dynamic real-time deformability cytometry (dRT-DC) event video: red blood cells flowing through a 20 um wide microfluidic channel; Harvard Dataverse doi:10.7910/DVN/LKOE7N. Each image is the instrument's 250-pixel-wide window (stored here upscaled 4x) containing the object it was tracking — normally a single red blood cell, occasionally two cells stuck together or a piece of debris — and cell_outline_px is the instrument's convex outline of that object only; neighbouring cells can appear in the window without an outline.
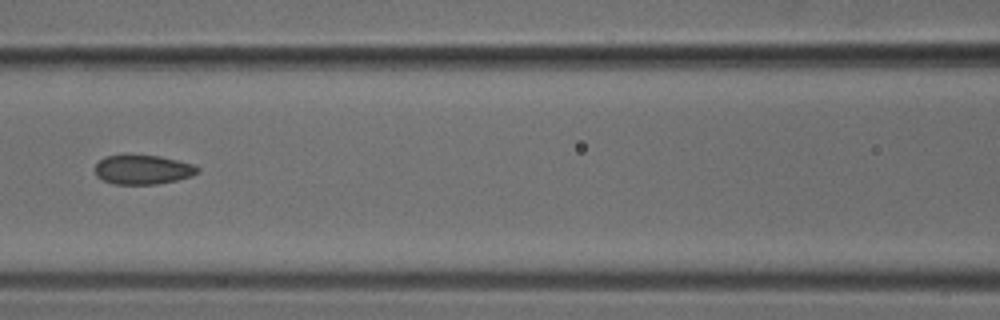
{"species": "common noctule bat (a hibernating species)", "species_latin": "Nyctalus noctula", "temperature_condition": "cold", "stored_images_in_passage": 4, "camera_frame_rate_fps": 3000, "um_per_image_px": 0.085, "animal": {"sex": "male", "body_mass_g": 18.8}, "frame": {"image": 1, "passage_image": 4, "time_ms": 1.0, "image_size_px": [1000, 320], "cell_outline_px": [[200, 172], [192, 176], [176, 180], [156, 184], [116, 184], [104, 180], [96, 176], [96, 164], [100, 160], [108, 156], [160, 156], [192, 164], [200, 168]], "centroid_in_image_um": [12.18, 14.43], "position_along_channel_um": 154.4, "area_um2": 17.17}}